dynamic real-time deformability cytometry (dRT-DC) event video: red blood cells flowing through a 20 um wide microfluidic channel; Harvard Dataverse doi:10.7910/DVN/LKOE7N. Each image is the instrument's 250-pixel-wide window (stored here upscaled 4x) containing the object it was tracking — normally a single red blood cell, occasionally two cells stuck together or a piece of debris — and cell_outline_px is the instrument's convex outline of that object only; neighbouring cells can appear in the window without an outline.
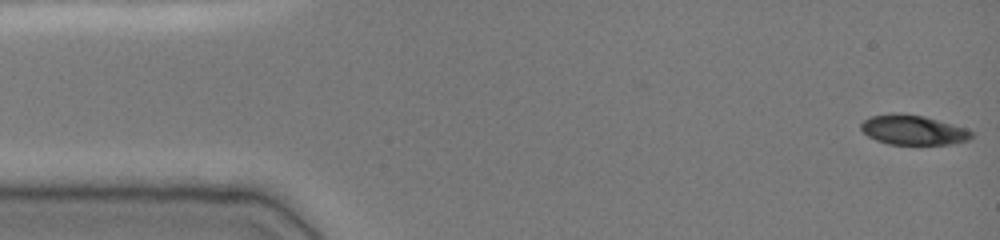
{"species": "common noctule bat (a hibernating species)", "species_latin": "Nyctalus noctula", "temperature_condition": "cold", "stored_images_in_passage": 49, "camera_frame_rate_fps": 3000, "um_per_image_px": 0.085, "animal": {"sex": "female", "body_mass_g": 19.0, "forearm_length_mm": 51.5}, "frame": {"image": 1, "passage_image": 1, "time_ms": 0.0, "image_size_px": [1000, 240], "cell_outline_px": [[976, 136], [968, 140], [948, 144], [888, 144], [876, 140], [868, 136], [860, 128], [860, 124], [864, 120], [872, 116], [892, 112], [900, 112], [924, 116], [968, 128]], "centroid_in_image_um": [77.63, 11.03], "position_along_channel_um": 7.4, "area_um2": 19.36}}
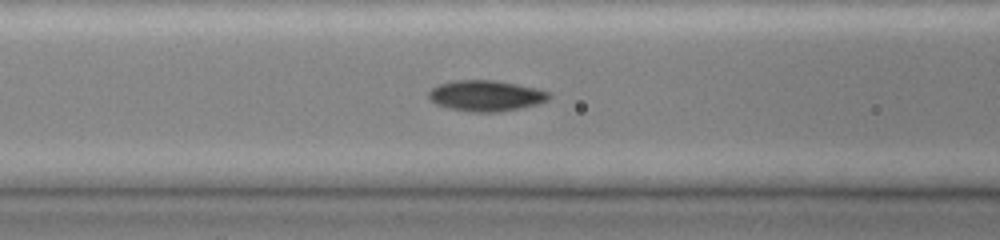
{"frame": {"image": 2, "passage_image": 19, "time_ms": 6.0, "image_size_px": [1000, 240], "cell_outline_px": [[552, 96], [548, 100], [536, 104], [520, 108], [500, 112], [472, 112], [448, 108], [436, 104], [428, 96], [428, 92], [432, 88], [440, 84], [456, 80], [496, 80], [536, 88], [548, 92]], "centroid_in_image_um": [41.31, 8.14], "position_along_channel_um": 125.3, "area_um2": 21.56}}
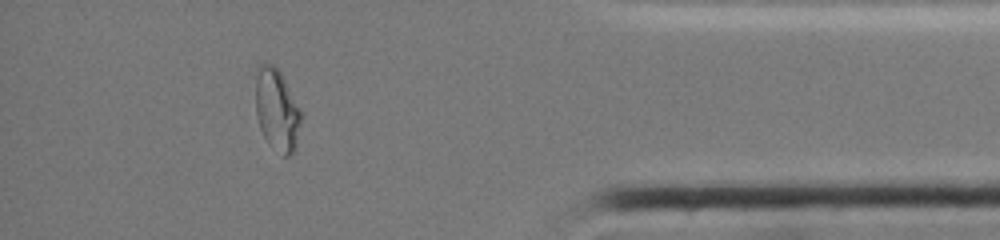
{"frame": {"image": 3, "passage_image": 43, "time_ms": 14.0, "image_size_px": [1000, 240], "cell_outline_px": [[300, 124], [296, 148], [292, 156], [284, 156], [264, 136], [260, 128], [256, 116], [256, 68], [260, 64], [272, 64], [280, 72], [300, 108]], "centroid_in_image_um": [23.53, 9.33], "position_along_channel_um": 411.7, "area_um2": 21.39}, "authors_computed_cell_mechanics": {"area_um2": 20.6346, "velocity_mm_per_s": 3.8921, "shape_relaxation_time_tau1_ms": null, "shape_relaxation_time_tau2_ms": 1.4234, "deformation_change_tau1": null, "deformation_change_tau2": 0.0451}}